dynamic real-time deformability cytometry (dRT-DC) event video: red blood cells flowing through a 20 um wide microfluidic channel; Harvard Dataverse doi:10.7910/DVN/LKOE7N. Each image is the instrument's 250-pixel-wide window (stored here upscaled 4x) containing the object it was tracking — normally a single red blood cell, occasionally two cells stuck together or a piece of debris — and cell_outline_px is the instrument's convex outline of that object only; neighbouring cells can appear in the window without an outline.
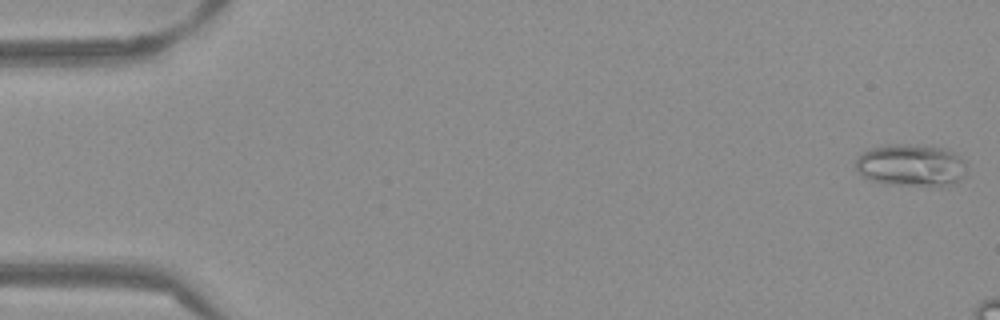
{"species": "Egyptian fruit bat (a non-hibernating species)", "species_latin": "Rousettus aegyptiacus", "temperature_condition": "warm", "stored_images_in_passage": 10, "camera_frame_rate_fps": 3000, "um_per_image_px": 0.085, "frame": {"image": 1, "passage_image": 1, "time_ms": 0.0, "image_size_px": [1000, 320], "cell_outline_px": [[964, 172], [960, 180], [952, 184], [940, 188], [932, 188], [892, 184], [872, 180], [864, 176], [856, 168], [856, 160], [868, 148], [884, 144], [924, 144], [944, 148], [960, 156], [964, 164]], "centroid_in_image_um": [77.46, 14.05], "position_along_channel_um": 7.5, "area_um2": 27.74}}